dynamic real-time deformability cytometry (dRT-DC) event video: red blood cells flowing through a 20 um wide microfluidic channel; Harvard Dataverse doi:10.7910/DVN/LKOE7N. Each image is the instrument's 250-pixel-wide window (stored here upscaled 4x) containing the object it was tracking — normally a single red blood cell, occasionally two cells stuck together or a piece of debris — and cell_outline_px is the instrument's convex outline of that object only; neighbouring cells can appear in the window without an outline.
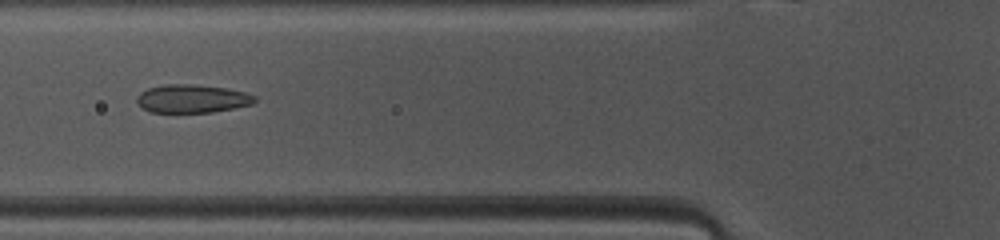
{"species": "common noctule bat (a hibernating species)", "species_latin": "Nyctalus noctula", "temperature_condition": "warm", "stored_images_in_passage": 8, "camera_frame_rate_fps": 3000, "um_per_image_px": 0.085, "animal": {"sex": "female", "body_mass_g": 10.0, "forearm_length_mm": 53.1}, "frame": {"image": 1, "passage_image": 6, "time_ms": 1.667, "image_size_px": [1000, 240], "cell_outline_px": [[256, 100], [252, 104], [236, 108], [212, 112], [148, 112], [136, 104], [136, 96], [140, 92], [148, 88], [164, 84], [192, 84], [228, 88], [244, 92], [256, 96]], "centroid_in_image_um": [16.3, 8.39], "position_along_channel_um": 109.5, "area_um2": 19.65}}